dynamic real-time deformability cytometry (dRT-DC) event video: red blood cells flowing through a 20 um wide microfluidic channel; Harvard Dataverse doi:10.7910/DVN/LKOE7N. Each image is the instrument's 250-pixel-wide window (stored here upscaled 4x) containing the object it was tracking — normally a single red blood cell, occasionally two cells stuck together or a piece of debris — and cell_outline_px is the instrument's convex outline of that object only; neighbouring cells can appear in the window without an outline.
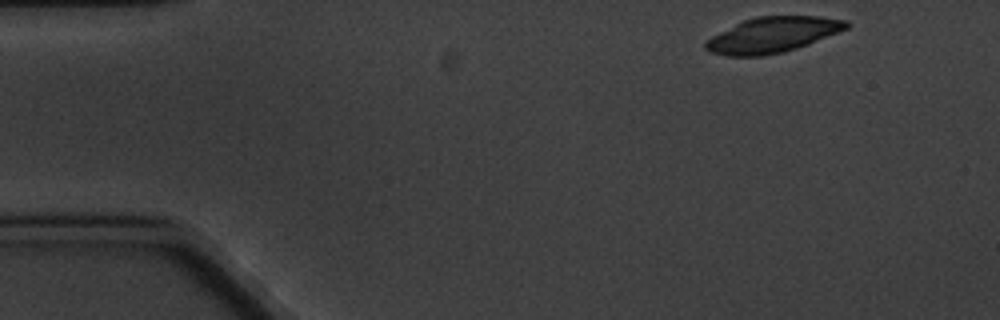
{"species": "common noctule bat (a hibernating species)", "species_latin": "Nyctalus noctula", "temperature_condition": "cold", "stored_images_in_passage": 6, "segment_of_instrument_passage": [2, 2], "camera_frame_rate_fps": 3000, "um_per_image_px": 0.085, "animal": {"sex": "male", "body_mass_g": 20.1, "forearm_length_mm": 53.5}, "frame": {"image": 1, "passage_image": 6, "time_ms": 5.667, "image_size_px": [1000, 320], "cell_outline_px": [[852, 24], [848, 28], [808, 44], [796, 48], [764, 56], [728, 56], [712, 52], [704, 48], [704, 40], [744, 20], [756, 16], [820, 16], [848, 20]], "centroid_in_image_um": [65.69, 2.95], "position_along_channel_um": 19.3, "area_um2": 28.96}}